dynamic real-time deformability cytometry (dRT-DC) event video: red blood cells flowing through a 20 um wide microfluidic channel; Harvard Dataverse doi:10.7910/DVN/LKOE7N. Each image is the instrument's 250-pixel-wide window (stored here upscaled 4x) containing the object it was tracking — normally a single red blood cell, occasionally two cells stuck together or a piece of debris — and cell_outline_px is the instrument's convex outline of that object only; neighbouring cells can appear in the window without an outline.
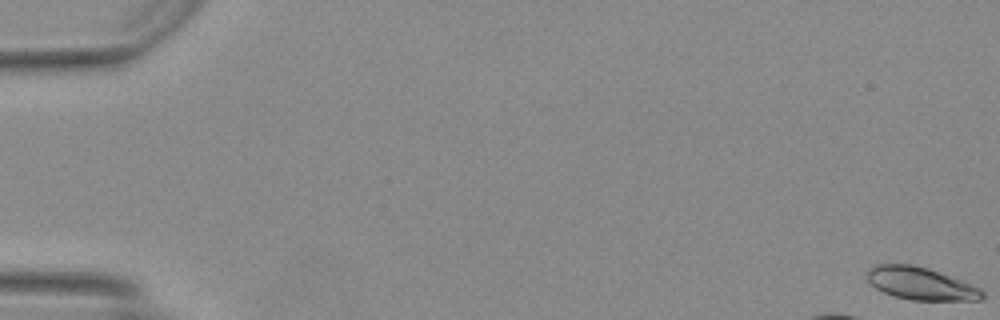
{"species": "Egyptian fruit bat (a non-hibernating species)", "species_latin": "Rousettus aegyptiacus", "temperature_condition": "warm", "stored_images_in_passage": 50, "camera_frame_rate_fps": 3000, "um_per_image_px": 0.085, "animal": {"sex": "female"}, "frame": {"image": 1, "passage_image": 1, "time_ms": 0.0, "image_size_px": [1000, 320], "cell_outline_px": [[984, 296], [980, 300], [912, 300], [896, 296], [884, 292], [876, 288], [868, 280], [868, 268], [876, 264], [912, 264], [928, 268], [960, 280], [980, 288], [984, 292]], "centroid_in_image_um": [78.26, 24.1], "position_along_channel_um": 6.7, "area_um2": 21.56}}
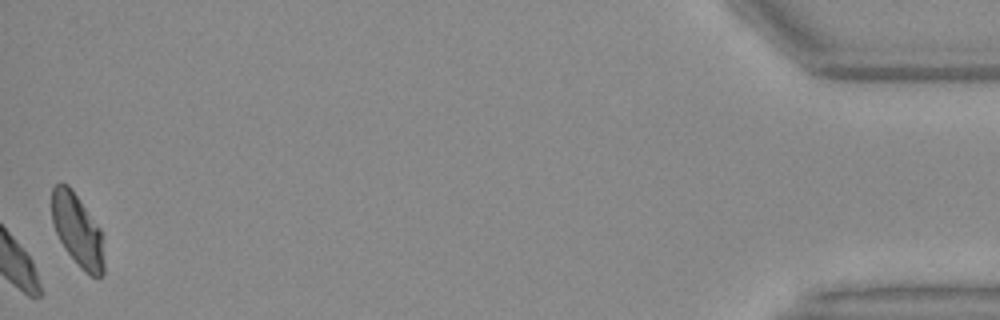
{"frame": {"image": 2, "passage_image": 50, "time_ms": 16.333, "image_size_px": [1000, 320], "cell_outline_px": [[104, 272], [100, 276], [92, 276], [84, 272], [80, 268], [64, 248], [56, 232], [52, 220], [52, 188], [60, 180], [68, 184], [100, 228], [104, 264]], "centroid_in_image_um": [6.56, 19.55], "position_along_channel_um": 428.6, "area_um2": 21.85}, "authors_computed_cell_mechanics": {"area_um2": 21.5883, "velocity_mm_per_s": 4.1476, "shape_relaxation_time_tau1_ms": 2.6755, "shape_relaxation_time_tau2_ms": 1.3719, "deformation_change_tau1": 0.0985, "deformation_change_tau2": 0.0449}}